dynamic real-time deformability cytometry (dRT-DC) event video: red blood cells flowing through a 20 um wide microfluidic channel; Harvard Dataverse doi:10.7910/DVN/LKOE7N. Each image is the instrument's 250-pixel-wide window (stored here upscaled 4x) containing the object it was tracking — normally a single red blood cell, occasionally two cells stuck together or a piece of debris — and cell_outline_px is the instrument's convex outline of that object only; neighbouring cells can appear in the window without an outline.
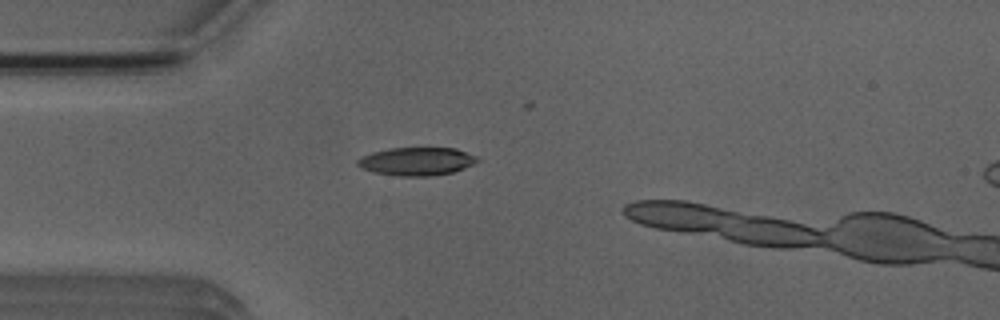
{"species": "Egyptian fruit bat (a non-hibernating species)", "species_latin": "Rousettus aegyptiacus", "temperature_condition": "room temperature", "stored_images_in_passage": 6, "camera_frame_rate_fps": 3000, "um_per_image_px": 0.085, "animal": {"sex": "male"}, "frame": {"image": 1, "passage_image": 4, "time_ms": 4.333, "image_size_px": [1000, 320], "cell_outline_px": [[480, 160], [464, 168], [452, 172], [432, 176], [396, 176], [372, 172], [360, 168], [356, 164], [356, 160], [372, 152], [388, 148], [456, 148], [476, 156]], "centroid_in_image_um": [35.38, 13.72], "position_along_channel_um": 49.6, "area_um2": 19.71}}